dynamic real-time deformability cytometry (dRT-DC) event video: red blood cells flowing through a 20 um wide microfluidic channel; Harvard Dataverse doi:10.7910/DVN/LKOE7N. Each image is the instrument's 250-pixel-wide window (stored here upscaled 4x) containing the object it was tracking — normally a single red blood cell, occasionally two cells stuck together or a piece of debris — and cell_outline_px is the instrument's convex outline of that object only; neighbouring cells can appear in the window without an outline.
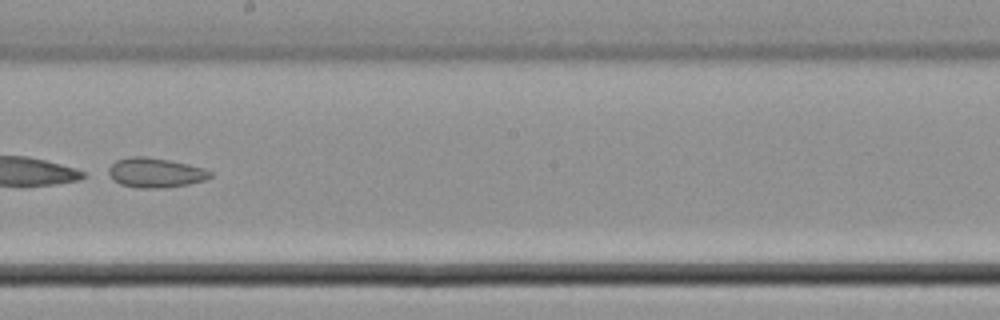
{"species": "common noctule bat (a hibernating species)", "species_latin": "Nyctalus noctula", "temperature_condition": "cold", "stored_images_in_passage": 32, "camera_frame_rate_fps": 3000, "um_per_image_px": 0.085, "animal": {"sex": "male", "body_mass_g": 21.5, "forearm_length_mm": 52.0}, "frame": {"image": 1, "passage_image": 19, "time_ms": 6.0, "image_size_px": [1000, 320], "cell_outline_px": [[212, 176], [204, 180], [188, 184], [164, 188], [140, 188], [120, 184], [112, 180], [108, 172], [108, 168], [116, 160], [132, 156], [144, 156], [168, 160], [188, 164], [204, 168], [212, 172]], "centroid_in_image_um": [13.19, 14.68], "position_along_channel_um": 235.0, "area_um2": 17.57}}